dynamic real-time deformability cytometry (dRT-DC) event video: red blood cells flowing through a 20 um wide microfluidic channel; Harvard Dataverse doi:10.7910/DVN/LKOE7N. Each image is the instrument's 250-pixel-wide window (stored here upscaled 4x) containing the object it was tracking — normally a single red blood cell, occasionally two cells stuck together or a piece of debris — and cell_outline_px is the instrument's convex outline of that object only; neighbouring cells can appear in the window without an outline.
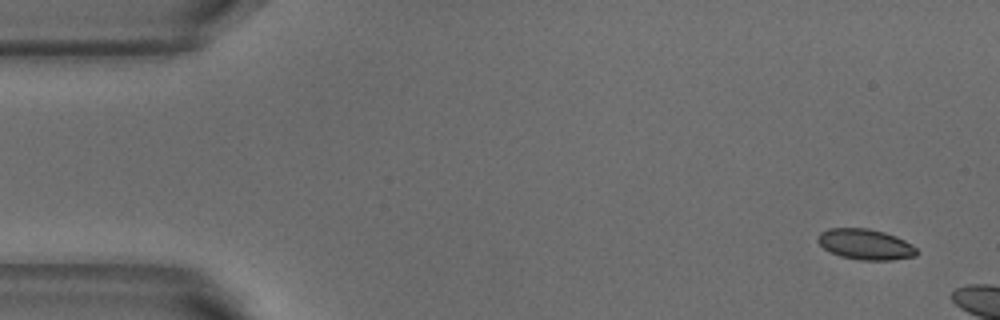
{"species": "common noctule bat (a hibernating species)", "species_latin": "Nyctalus noctula", "temperature_condition": "warm", "stored_images_in_passage": 3, "camera_frame_rate_fps": 3000, "um_per_image_px": 0.085, "animal": {"sex": "male", "body_mass_g": 18.8}, "frame": {"image": 1, "passage_image": 1, "time_ms": 0.0, "image_size_px": [1000, 320], "cell_outline_px": [[920, 252], [916, 256], [892, 260], [860, 260], [840, 256], [824, 248], [816, 240], [820, 232], [828, 228], [868, 228], [884, 232], [896, 236], [912, 244]], "centroid_in_image_um": [73.58, 20.77], "position_along_channel_um": 11.4, "area_um2": 17.74}}